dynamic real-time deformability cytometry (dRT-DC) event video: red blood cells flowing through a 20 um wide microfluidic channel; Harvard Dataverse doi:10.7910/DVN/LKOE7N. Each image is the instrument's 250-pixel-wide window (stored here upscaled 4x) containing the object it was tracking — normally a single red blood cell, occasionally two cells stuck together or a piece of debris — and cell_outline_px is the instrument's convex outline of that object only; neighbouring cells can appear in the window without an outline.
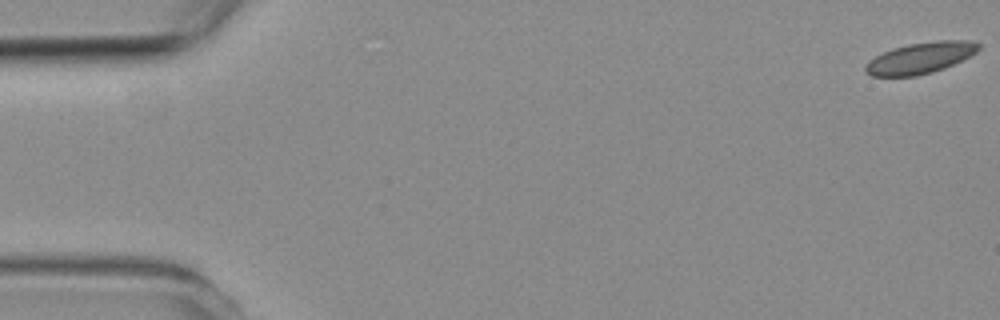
{"species": "common noctule bat (a hibernating species)", "species_latin": "Nyctalus noctula", "temperature_condition": "room temperature", "stored_images_in_passage": 9, "camera_frame_rate_fps": 3000, "um_per_image_px": 0.085, "animal": {"sex": "female", "body_mass_g": 19.3, "forearm_length_mm": 54.1}, "frame": {"image": 1, "passage_image": 1, "time_ms": 0.0, "image_size_px": [1000, 320], "cell_outline_px": [[980, 48], [976, 52], [944, 68], [932, 72], [916, 76], [872, 76], [864, 68], [868, 60], [892, 48], [908, 44], [936, 40], [972, 40], [980, 44]], "centroid_in_image_um": [78.23, 4.91], "position_along_channel_um": 6.8, "area_um2": 20.4}}
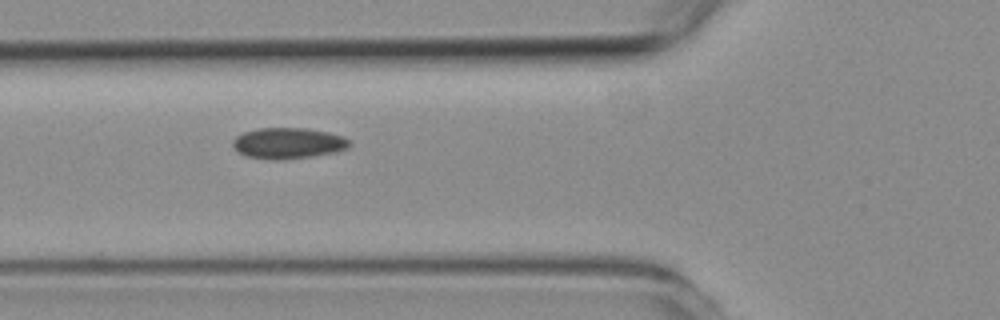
{"frame": {"image": 2, "passage_image": 6, "time_ms": 5.667, "image_size_px": [1000, 320], "cell_outline_px": [[352, 144], [348, 148], [336, 152], [312, 156], [284, 160], [268, 160], [244, 156], [236, 152], [232, 144], [232, 140], [236, 136], [244, 132], [260, 128], [304, 128], [328, 132], [344, 136]], "centroid_in_image_um": [24.47, 12.19], "position_along_channel_um": 101.3, "area_um2": 21.39}}
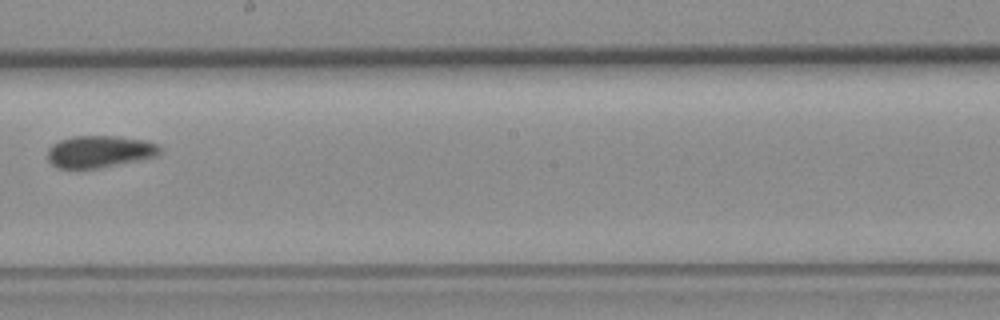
{"frame": {"image": 3, "passage_image": 9, "time_ms": 9.333, "image_size_px": [1000, 320], "cell_outline_px": [[160, 156], [100, 168], [56, 168], [48, 160], [48, 148], [52, 144], [60, 140], [72, 136], [116, 136], [144, 140], [160, 144]], "centroid_in_image_um": [8.49, 12.88], "position_along_channel_um": 239.7, "area_um2": 21.15}}